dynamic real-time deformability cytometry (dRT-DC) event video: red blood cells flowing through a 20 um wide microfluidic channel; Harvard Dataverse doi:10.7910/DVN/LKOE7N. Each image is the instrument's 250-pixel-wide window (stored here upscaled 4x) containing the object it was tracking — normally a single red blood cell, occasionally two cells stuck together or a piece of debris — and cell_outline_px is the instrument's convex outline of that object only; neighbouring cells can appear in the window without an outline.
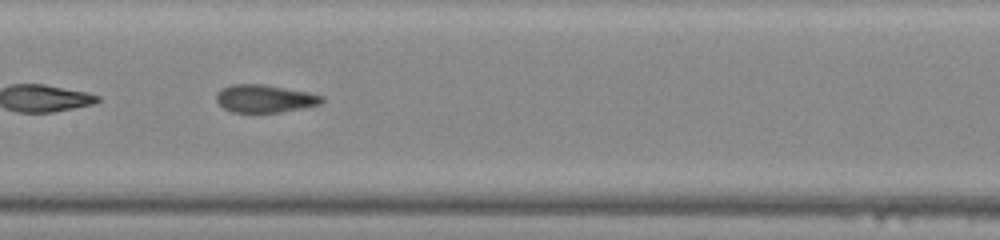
{"species": "common noctule bat (a hibernating species)", "species_latin": "Nyctalus noctula", "temperature_condition": "warm", "stored_images_in_passage": 35, "camera_frame_rate_fps": 3000, "um_per_image_px": 0.085, "animal": {"sex": "male", "body_mass_g": 20.0, "forearm_length_mm": 53.3}, "frame": {"image": 1, "passage_image": 10, "time_ms": 3.0, "image_size_px": [1000, 240], "cell_outline_px": [[324, 100], [320, 104], [280, 112], [232, 112], [224, 108], [216, 100], [216, 92], [232, 84], [264, 84], [308, 92], [324, 96]], "centroid_in_image_um": [22.5, 8.37], "position_along_channel_um": 184.9, "area_um2": 16.94}}
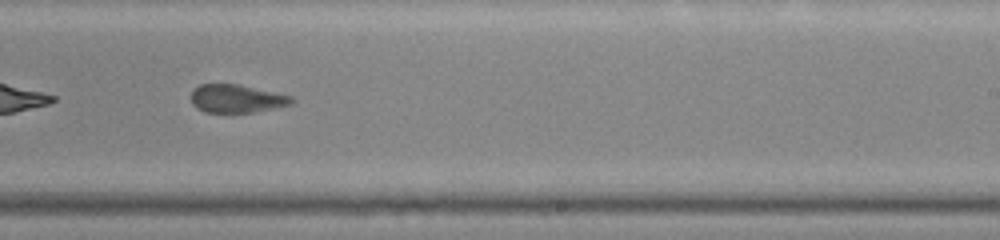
{"frame": {"image": 2, "passage_image": 16, "time_ms": 5.0, "image_size_px": [1000, 240], "cell_outline_px": [[296, 100], [292, 104], [252, 112], [204, 112], [196, 108], [192, 104], [192, 88], [200, 84], [236, 84], [292, 96]], "centroid_in_image_um": [20.08, 8.38], "position_along_channel_um": 268.9, "area_um2": 16.36}}
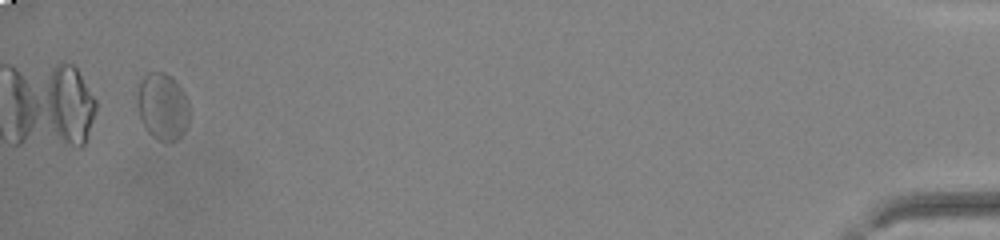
{"frame": {"image": 3, "passage_image": 33, "time_ms": 10.667, "image_size_px": [1000, 240], "cell_outline_px": [[188, 124], [184, 132], [176, 140], [156, 140], [144, 128], [140, 116], [136, 100], [136, 96], [140, 80], [148, 72], [164, 72], [184, 92], [188, 100]], "centroid_in_image_um": [13.79, 9.06], "position_along_channel_um": 421.4, "area_um2": 20.17}, "authors_computed_cell_mechanics": {"area_um2": 17.34, "velocity_mm_per_s": 4.2351, "shape_relaxation_time_tau1_ms": null, "shape_relaxation_time_tau2_ms": 1.8768, "deformation_change_tau1": null, "deformation_change_tau2": 0.0857}}